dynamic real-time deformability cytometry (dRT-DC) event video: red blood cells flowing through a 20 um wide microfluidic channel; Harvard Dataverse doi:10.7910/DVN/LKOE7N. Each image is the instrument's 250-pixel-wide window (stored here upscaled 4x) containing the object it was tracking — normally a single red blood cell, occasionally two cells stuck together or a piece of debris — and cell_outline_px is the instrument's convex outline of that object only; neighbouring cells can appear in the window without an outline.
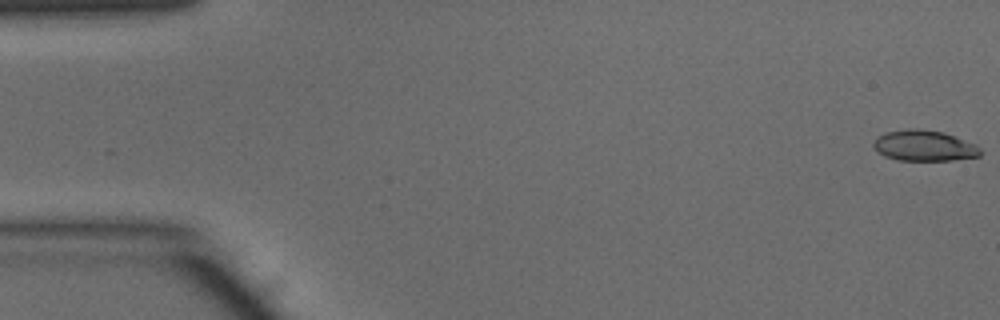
{"species": "common noctule bat (a hibernating species)", "species_latin": "Nyctalus noctula", "temperature_condition": "warm", "stored_images_in_passage": 49, "camera_frame_rate_fps": 3000, "um_per_image_px": 0.085, "animal": {"sex": "male", "body_mass_g": 15.6}, "frame": {"image": 1, "passage_image": 1, "time_ms": 0.0, "image_size_px": [1000, 320], "cell_outline_px": [[980, 156], [952, 160], [896, 160], [884, 156], [872, 144], [876, 136], [884, 132], [908, 128], [920, 128], [944, 132], [976, 144], [980, 148]], "centroid_in_image_um": [78.54, 12.36], "position_along_channel_um": 6.5, "area_um2": 19.31}}
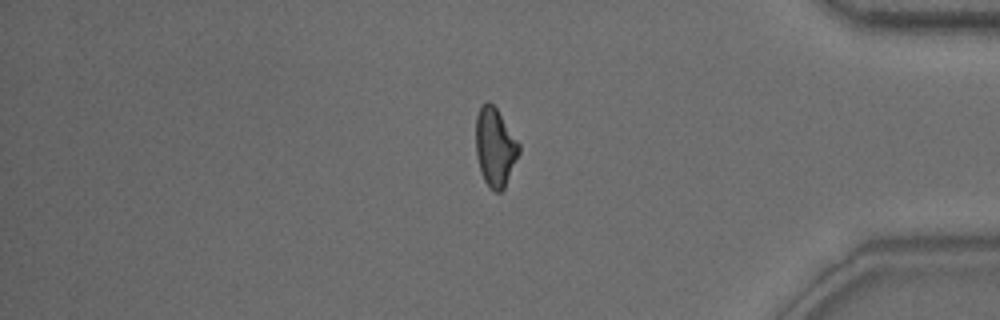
{"frame": {"image": 2, "passage_image": 41, "time_ms": 13.333, "image_size_px": [1000, 320], "cell_outline_px": [[520, 152], [504, 188], [500, 192], [496, 192], [488, 188], [480, 172], [476, 156], [476, 116], [480, 108], [488, 100], [496, 108], [520, 144]], "centroid_in_image_um": [42.07, 12.54], "position_along_channel_um": 393.1, "area_um2": 19.71}}
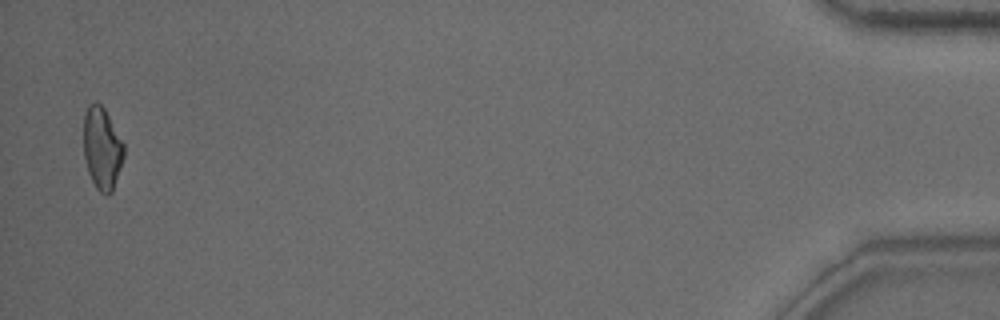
{"frame": {"image": 3, "passage_image": 48, "time_ms": 15.667, "image_size_px": [1000, 320], "cell_outline_px": [[124, 156], [112, 192], [108, 196], [104, 196], [96, 188], [88, 172], [84, 156], [84, 112], [88, 104], [100, 104], [104, 108], [124, 144]], "centroid_in_image_um": [8.67, 12.64], "position_along_channel_um": 426.5, "area_um2": 19.19}, "authors_computed_cell_mechanics": {"area_um2": 19.941, "velocity_mm_per_s": 4.152, "shape_relaxation_time_tau1_ms": 5.7687, "shape_relaxation_time_tau2_ms": 1.8173, "deformation_change_tau1": 0.1934, "deformation_change_tau2": 0.1007}}